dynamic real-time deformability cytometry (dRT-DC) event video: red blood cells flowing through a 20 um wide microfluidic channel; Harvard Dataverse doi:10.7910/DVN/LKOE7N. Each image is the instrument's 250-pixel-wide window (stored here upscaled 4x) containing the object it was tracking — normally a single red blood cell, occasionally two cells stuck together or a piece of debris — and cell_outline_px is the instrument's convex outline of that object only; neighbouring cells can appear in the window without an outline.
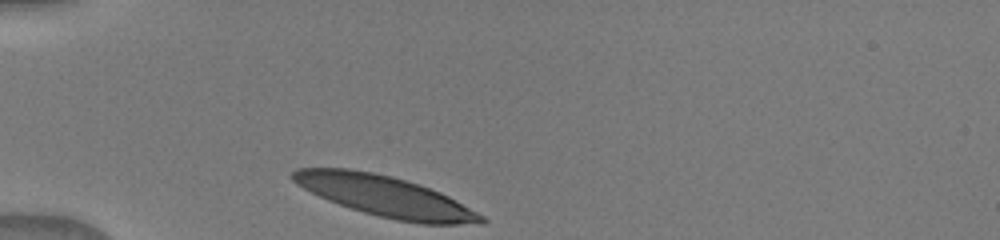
{"species": "human", "species_latin": "Homo sapiens", "temperature_condition": "warm", "stored_images_in_passage": 3, "camera_frame_rate_fps": 3000, "um_per_image_px": 0.085, "donor": {"sex": "male"}, "frame": {"image": 1, "passage_image": 1, "time_ms": 0.0, "image_size_px": [1000, 240], "cell_outline_px": [[488, 220], [484, 224], [420, 224], [396, 220], [364, 212], [328, 200], [296, 184], [288, 176], [296, 168], [348, 168], [372, 172], [392, 176], [440, 192], [448, 196], [484, 216]], "centroid_in_image_um": [32.74, 16.68], "position_along_channel_um": 52.3, "area_um2": 44.22}}
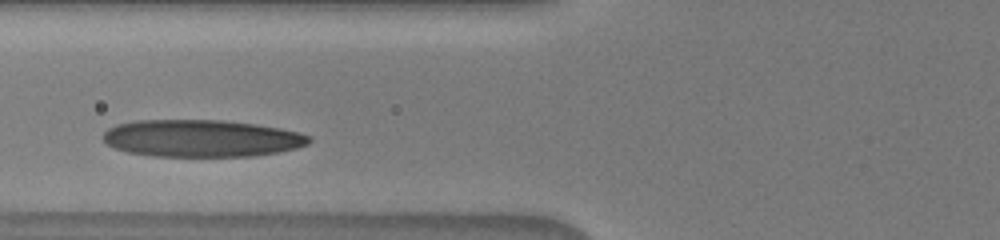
{"frame": {"image": 2, "passage_image": 3, "time_ms": 2.0, "image_size_px": [1000, 240], "cell_outline_px": [[312, 140], [308, 144], [296, 148], [280, 152], [252, 156], [152, 156], [128, 152], [116, 148], [108, 144], [104, 140], [104, 132], [108, 128], [116, 124], [136, 120], [224, 120], [256, 124], [280, 128], [312, 136]], "centroid_in_image_um": [17.15, 11.75], "position_along_channel_um": 108.7, "area_um2": 44.68}}